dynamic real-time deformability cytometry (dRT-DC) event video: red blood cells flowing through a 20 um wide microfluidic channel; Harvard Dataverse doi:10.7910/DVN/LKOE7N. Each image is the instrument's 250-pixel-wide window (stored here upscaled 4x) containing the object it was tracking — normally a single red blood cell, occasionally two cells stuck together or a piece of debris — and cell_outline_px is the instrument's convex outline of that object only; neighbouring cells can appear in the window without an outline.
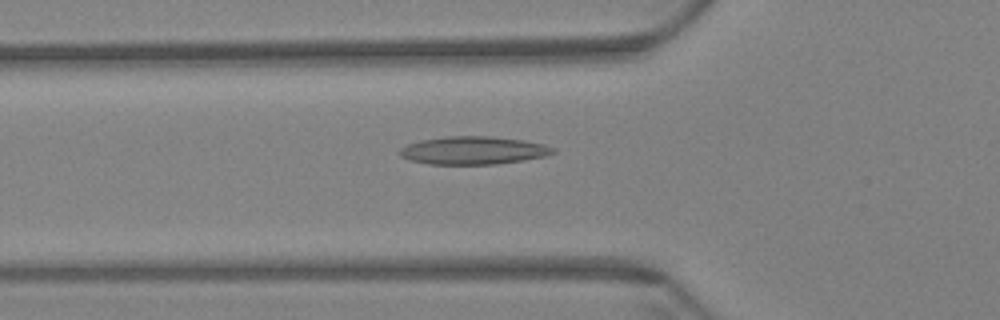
{"species": "Egyptian fruit bat (a non-hibernating species)", "species_latin": "Rousettus aegyptiacus", "temperature_condition": "warm", "stored_images_in_passage": 61, "camera_frame_rate_fps": 3000, "um_per_image_px": 0.085, "animal": {"sex": "female"}, "frame": {"image": 1, "passage_image": 21, "time_ms": 6.667, "image_size_px": [1000, 320], "cell_outline_px": [[556, 152], [544, 156], [524, 160], [496, 164], [428, 164], [408, 160], [400, 156], [400, 148], [408, 144], [420, 140], [448, 136], [492, 136], [524, 140], [544, 144], [556, 148]], "centroid_in_image_um": [40.24, 12.78], "position_along_channel_um": 85.6, "area_um2": 25.09}}
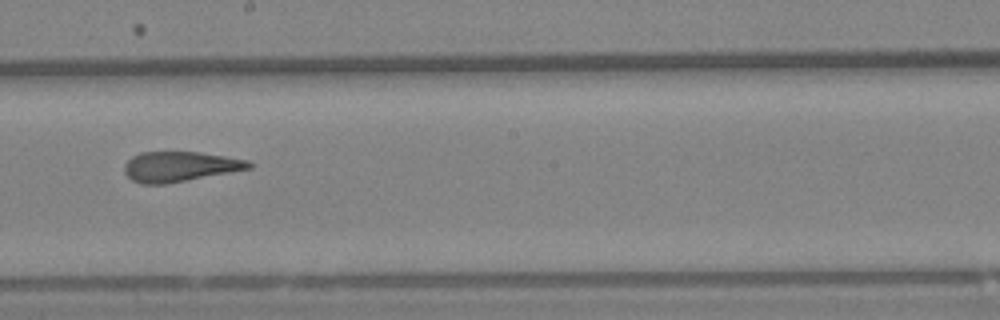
{"frame": {"image": 2, "passage_image": 34, "time_ms": 11.0, "image_size_px": [1000, 320], "cell_outline_px": [[252, 168], [164, 184], [140, 184], [132, 180], [124, 172], [124, 164], [132, 156], [140, 152], [200, 152], [248, 160], [252, 164]], "centroid_in_image_um": [15.25, 14.15], "position_along_channel_um": 233.0, "area_um2": 21.68}}
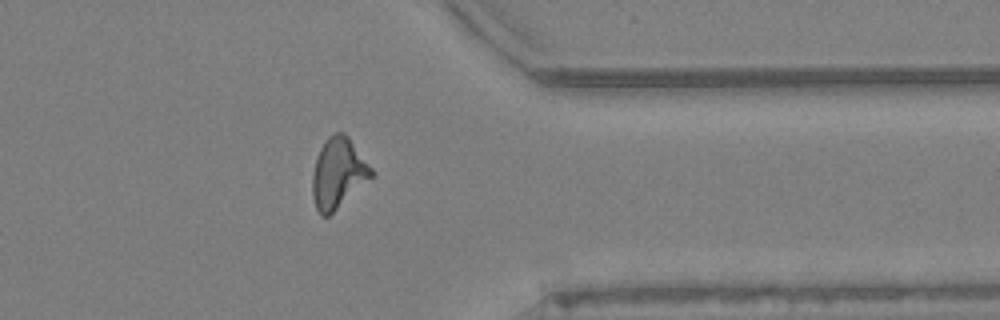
{"frame": {"image": 3, "passage_image": 48, "time_ms": 15.667, "image_size_px": [1000, 320], "cell_outline_px": [[372, 176], [328, 216], [320, 216], [316, 208], [312, 196], [312, 176], [316, 156], [320, 148], [328, 136], [336, 132], [344, 132], [348, 136], [372, 168]], "centroid_in_image_um": [28.7, 14.69], "position_along_channel_um": 382.7, "area_um2": 23.76}, "authors_computed_cell_mechanics": {"area_um2": 23.0044, "velocity_mm_per_s": 3.4069, "shape_relaxation_time_tau1_ms": null, "shape_relaxation_time_tau2_ms": 1.9693, "deformation_change_tau1": null, "deformation_change_tau2": 0.1159}}